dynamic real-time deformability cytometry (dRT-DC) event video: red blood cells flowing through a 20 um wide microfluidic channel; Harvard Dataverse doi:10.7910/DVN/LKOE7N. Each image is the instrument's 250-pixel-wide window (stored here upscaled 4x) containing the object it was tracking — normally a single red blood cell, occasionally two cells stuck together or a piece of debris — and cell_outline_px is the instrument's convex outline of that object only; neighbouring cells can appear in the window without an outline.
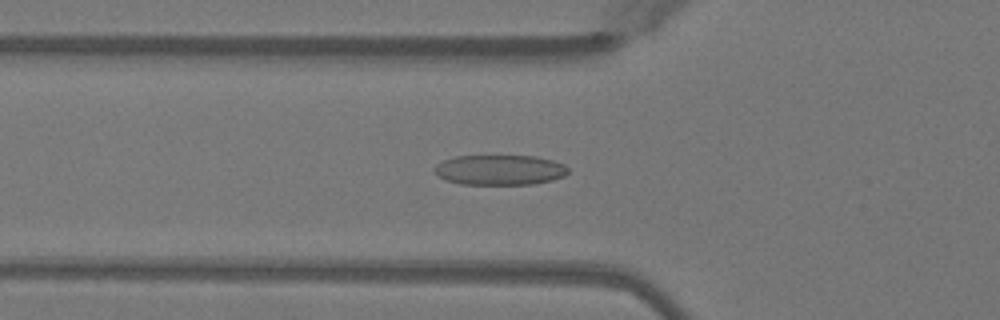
{"species": "Egyptian fruit bat (a non-hibernating species)", "species_latin": "Rousettus aegyptiacus", "temperature_condition": "warm", "stored_images_in_passage": 28, "camera_frame_rate_fps": 3000, "um_per_image_px": 0.085, "animal": {"sex": "female"}, "frame": {"image": 1, "passage_image": 2, "time_ms": 0.333, "image_size_px": [1000, 320], "cell_outline_px": [[568, 172], [564, 176], [552, 180], [532, 184], [460, 184], [444, 180], [432, 172], [436, 164], [444, 160], [456, 156], [536, 156], [552, 160], [564, 164], [568, 168]], "centroid_in_image_um": [42.45, 14.44], "position_along_channel_um": 83.4, "area_um2": 23.58}}
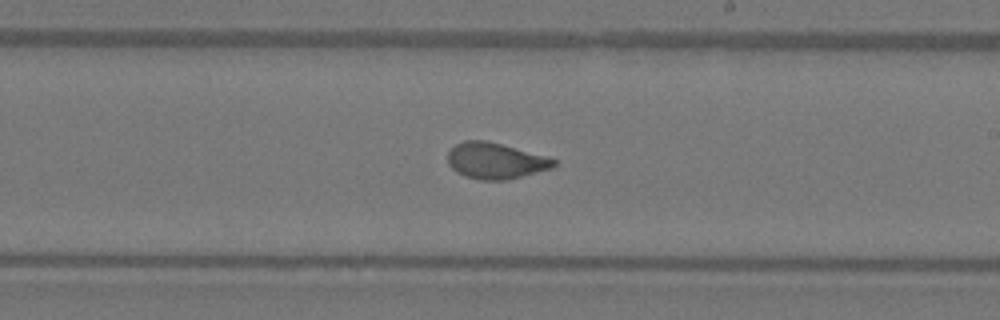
{"frame": {"image": 2, "passage_image": 14, "time_ms": 4.333, "image_size_px": [1000, 320], "cell_outline_px": [[556, 164], [552, 168], [508, 180], [480, 180], [464, 176], [456, 172], [448, 164], [448, 152], [456, 144], [464, 140], [488, 140], [548, 156], [556, 160]], "centroid_in_image_um": [42.12, 13.66], "position_along_channel_um": 246.9, "area_um2": 22.54}}
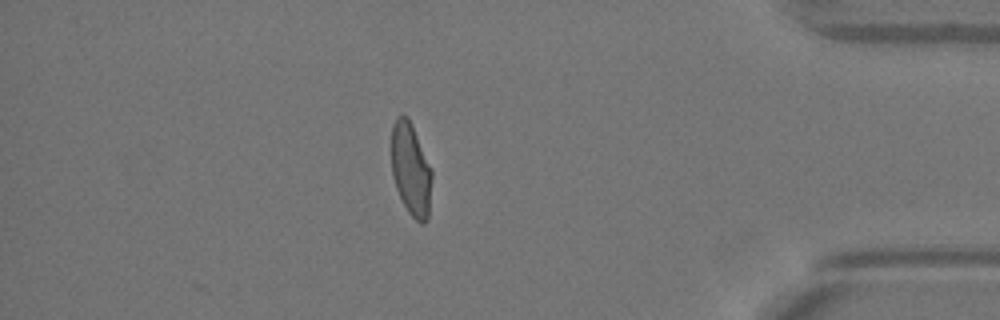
{"frame": {"image": 3, "passage_image": 28, "time_ms": 9.0, "image_size_px": [1000, 320], "cell_outline_px": [[432, 176], [428, 220], [424, 224], [420, 224], [408, 212], [396, 188], [392, 176], [392, 124], [396, 116], [408, 116], [412, 124], [432, 168]], "centroid_in_image_um": [34.94, 14.4], "position_along_channel_um": 400.3, "area_um2": 22.02}, "authors_computed_cell_mechanics": {"area_um2": 22.1374, "velocity_mm_per_s": 4.0743, "shape_relaxation_time_tau1_ms": 5.1158, "shape_relaxation_time_tau2_ms": 0.7263, "deformation_change_tau1": 0.1886, "deformation_change_tau2": 0.067}}